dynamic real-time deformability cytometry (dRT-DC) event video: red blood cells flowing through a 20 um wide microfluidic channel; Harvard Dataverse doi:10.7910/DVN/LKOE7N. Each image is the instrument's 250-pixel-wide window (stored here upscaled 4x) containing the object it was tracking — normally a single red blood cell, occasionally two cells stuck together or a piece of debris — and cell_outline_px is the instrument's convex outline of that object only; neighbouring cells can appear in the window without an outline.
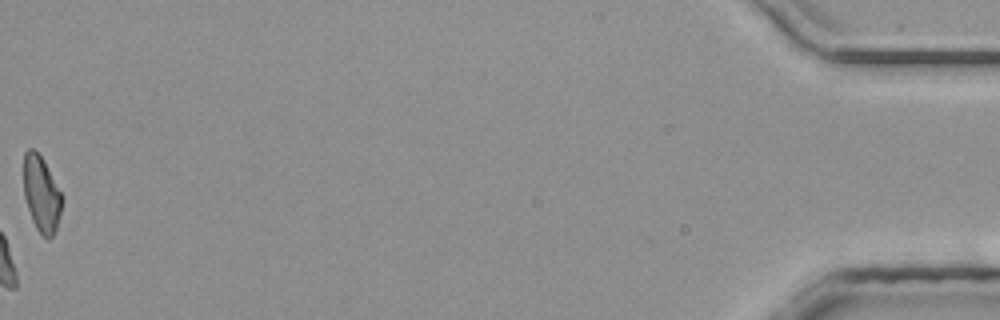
{"species": "common noctule bat (a hibernating species)", "species_latin": "Nyctalus noctula", "temperature_condition": "room temperature", "stored_images_in_passage": 46, "segment_of_instrument_passage": [2, 2], "camera_frame_rate_fps": 3000, "um_per_image_px": 0.085, "animal": {"sex": "male", "body_mass_g": 20.4}, "frame": {"image": 1, "passage_image": 46, "time_ms": 15.0, "image_size_px": [1000, 320], "cell_outline_px": [[60, 212], [56, 228], [52, 236], [48, 240], [36, 228], [32, 220], [24, 196], [24, 152], [28, 148], [32, 148], [40, 156], [60, 192]], "centroid_in_image_um": [3.48, 16.5], "position_along_channel_um": 431.7, "area_um2": 16.18}}